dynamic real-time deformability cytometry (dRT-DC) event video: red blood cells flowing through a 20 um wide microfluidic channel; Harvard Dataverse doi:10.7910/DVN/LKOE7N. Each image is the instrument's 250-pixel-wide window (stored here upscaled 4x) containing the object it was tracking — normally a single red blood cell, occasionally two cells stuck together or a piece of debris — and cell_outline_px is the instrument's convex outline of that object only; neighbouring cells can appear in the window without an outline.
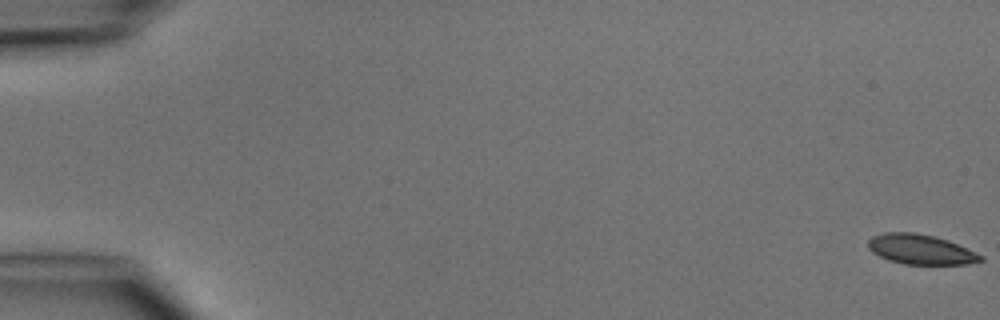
{"species": "common noctule bat (a hibernating species)", "species_latin": "Nyctalus noctula", "temperature_condition": "cold", "stored_images_in_passage": 5, "camera_frame_rate_fps": 3000, "um_per_image_px": 0.085, "animal": {"sex": "male", "body_mass_g": 15.6}, "frame": {"image": 1, "passage_image": 1, "time_ms": 0.0, "image_size_px": [1000, 320], "cell_outline_px": [[984, 260], [968, 264], [904, 264], [888, 260], [872, 252], [868, 248], [868, 240], [872, 236], [884, 232], [912, 232], [932, 236], [948, 240], [984, 256]], "centroid_in_image_um": [78.24, 21.2], "position_along_channel_um": 6.8, "area_um2": 19.54}}
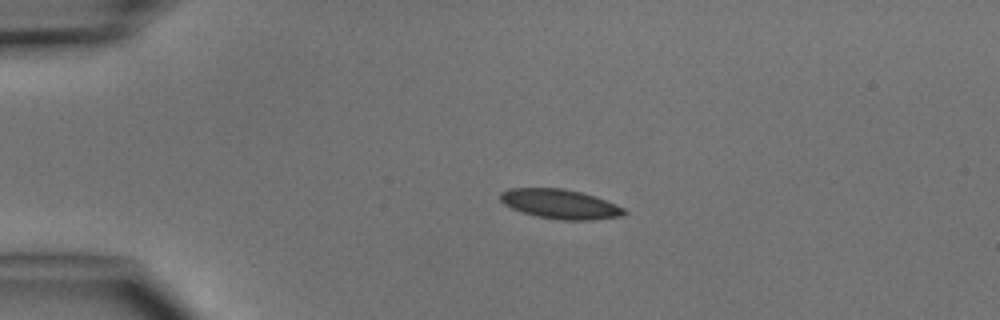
{"frame": {"image": 2, "passage_image": 4, "time_ms": 3.667, "image_size_px": [1000, 320], "cell_outline_px": [[628, 212], [620, 216], [592, 220], [560, 220], [536, 216], [512, 208], [504, 204], [500, 200], [500, 192], [508, 188], [564, 188], [580, 192], [616, 204], [624, 208]], "centroid_in_image_um": [47.59, 17.34], "position_along_channel_um": 37.4, "area_um2": 21.15}}